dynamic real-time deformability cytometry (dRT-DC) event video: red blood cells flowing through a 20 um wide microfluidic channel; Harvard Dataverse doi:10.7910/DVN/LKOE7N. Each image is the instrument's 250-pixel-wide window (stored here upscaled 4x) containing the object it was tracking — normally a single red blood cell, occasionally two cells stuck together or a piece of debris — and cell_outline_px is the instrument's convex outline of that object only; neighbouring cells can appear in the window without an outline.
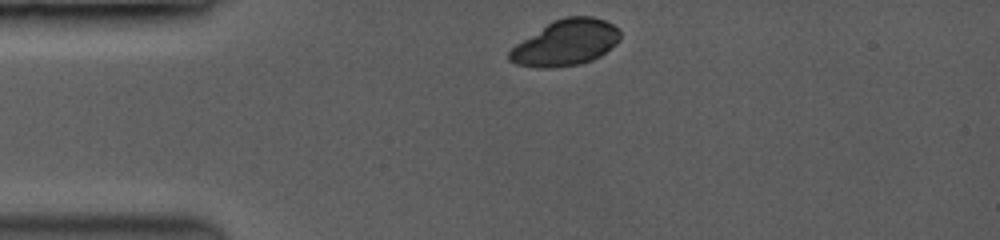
{"species": "common noctule bat (a hibernating species)", "species_latin": "Nyctalus noctula", "temperature_condition": "room temperature", "stored_images_in_passage": 6, "camera_frame_rate_fps": 3500, "um_per_image_px": 0.085, "animal": {"sex": "female", "body_mass_g": 19.0, "forearm_length_mm": 53.3}, "frame": {"image": 1, "passage_image": 1, "time_ms": 0.0, "image_size_px": [1000, 240], "cell_outline_px": [[620, 36], [616, 44], [600, 56], [592, 60], [576, 64], [516, 64], [508, 60], [508, 52], [516, 44], [552, 20], [564, 16], [592, 16], [604, 20], [612, 24], [620, 32]], "centroid_in_image_um": [48.13, 3.56], "position_along_channel_um": 36.9, "area_um2": 28.44}}